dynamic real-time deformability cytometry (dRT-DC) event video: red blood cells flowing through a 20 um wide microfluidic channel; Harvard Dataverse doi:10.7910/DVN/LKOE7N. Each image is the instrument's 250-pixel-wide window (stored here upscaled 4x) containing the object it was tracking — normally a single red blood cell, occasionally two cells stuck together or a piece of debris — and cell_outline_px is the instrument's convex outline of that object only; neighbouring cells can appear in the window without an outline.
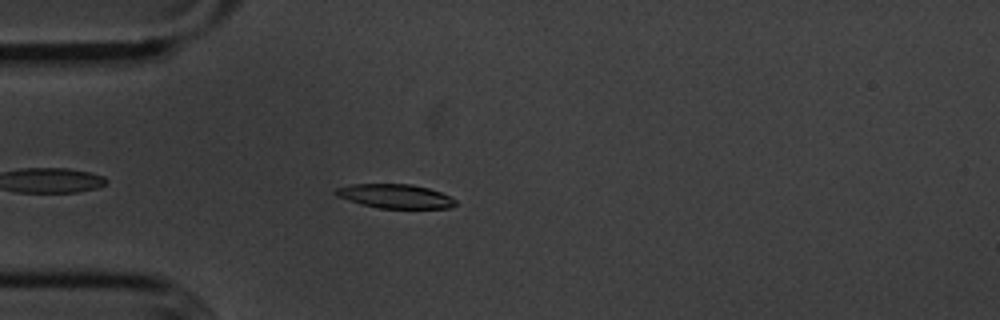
{"species": "common noctule bat (a hibernating species)", "species_latin": "Nyctalus noctula", "temperature_condition": "cold", "stored_images_in_passage": 36, "camera_frame_rate_fps": 3000, "um_per_image_px": 0.085, "animal": {"sex": "male", "body_mass_g": 20.1, "forearm_length_mm": 53.5}, "frame": {"image": 1, "passage_image": 6, "time_ms": 1.667, "image_size_px": [1000, 320], "cell_outline_px": [[456, 204], [452, 208], [380, 208], [360, 204], [336, 196], [332, 192], [336, 188], [352, 184], [412, 184], [428, 188], [440, 192], [456, 200]], "centroid_in_image_um": [33.56, 16.67], "position_along_channel_um": 51.4, "area_um2": 16.82}}
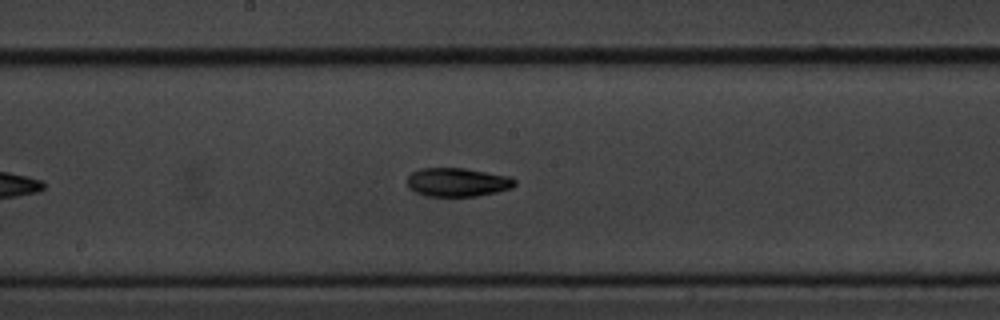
{"frame": {"image": 2, "passage_image": 20, "time_ms": 6.333, "image_size_px": [1000, 320], "cell_outline_px": [[516, 184], [512, 188], [496, 192], [476, 196], [424, 196], [408, 188], [408, 176], [412, 172], [420, 168], [464, 168], [512, 176], [516, 180]], "centroid_in_image_um": [38.91, 15.48], "position_along_channel_um": 209.3, "area_um2": 18.15}}
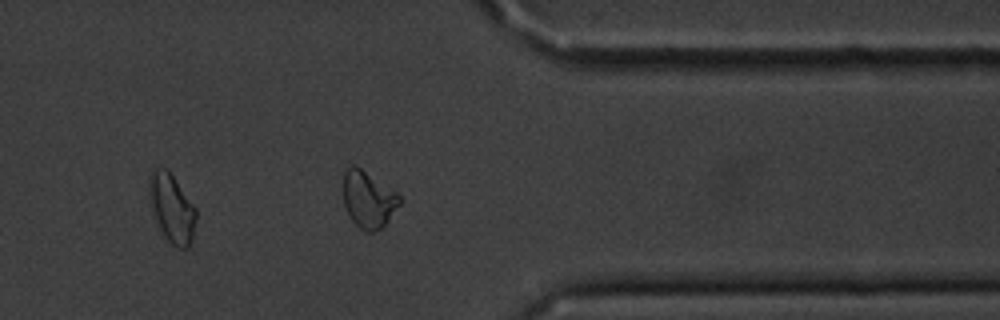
{"frame": {"image": 3, "passage_image": 35, "time_ms": 11.333, "image_size_px": [1000, 320], "cell_outline_px": [[196, 220], [192, 240], [188, 248], [176, 248], [164, 236], [156, 220], [152, 208], [148, 188], [148, 180], [152, 172], [156, 168], [168, 168], [196, 208]], "centroid_in_image_um": [14.62, 17.69], "position_along_channel_um": 396.8, "area_um2": 18.67}, "authors_computed_cell_mechanics": {"area_um2": 17.6579, "velocity_mm_per_s": 3.5857, "shape_relaxation_time_tau1_ms": 3.9963, "shape_relaxation_time_tau2_ms": 6.4348, "deformation_change_tau1": 0.1198, "deformation_change_tau2": 0.1268}}